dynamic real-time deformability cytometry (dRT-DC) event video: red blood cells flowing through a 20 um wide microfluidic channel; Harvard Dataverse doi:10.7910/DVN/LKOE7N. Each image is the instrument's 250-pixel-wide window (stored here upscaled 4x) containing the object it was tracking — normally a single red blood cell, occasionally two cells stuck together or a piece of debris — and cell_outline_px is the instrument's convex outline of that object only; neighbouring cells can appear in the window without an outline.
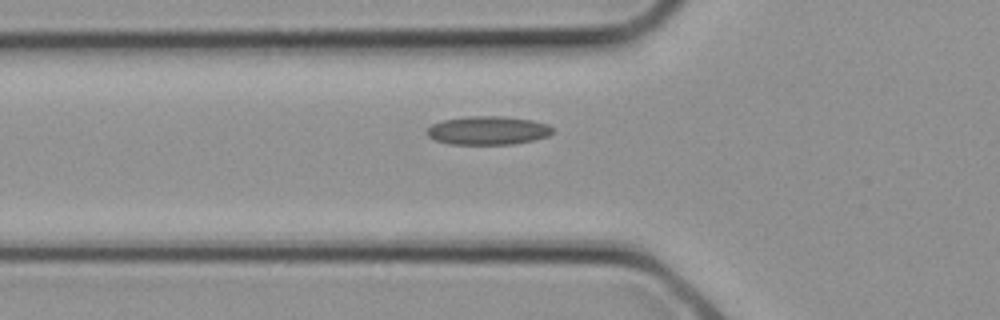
{"species": "common noctule bat (a hibernating species)", "species_latin": "Nyctalus noctula", "temperature_condition": "cold", "stored_images_in_passage": 4, "camera_frame_rate_fps": 3000, "um_per_image_px": 0.085, "animal": {"sex": "female", "body_mass_g": 21.9}, "frame": {"image": 1, "passage_image": 4, "time_ms": 1.0, "image_size_px": [1000, 320], "cell_outline_px": [[552, 132], [548, 136], [536, 140], [512, 144], [448, 144], [436, 140], [428, 136], [428, 128], [432, 124], [444, 120], [472, 116], [500, 116], [532, 120], [548, 124], [552, 128]], "centroid_in_image_um": [41.5, 11.09], "position_along_channel_um": 84.3, "area_um2": 20.75}}